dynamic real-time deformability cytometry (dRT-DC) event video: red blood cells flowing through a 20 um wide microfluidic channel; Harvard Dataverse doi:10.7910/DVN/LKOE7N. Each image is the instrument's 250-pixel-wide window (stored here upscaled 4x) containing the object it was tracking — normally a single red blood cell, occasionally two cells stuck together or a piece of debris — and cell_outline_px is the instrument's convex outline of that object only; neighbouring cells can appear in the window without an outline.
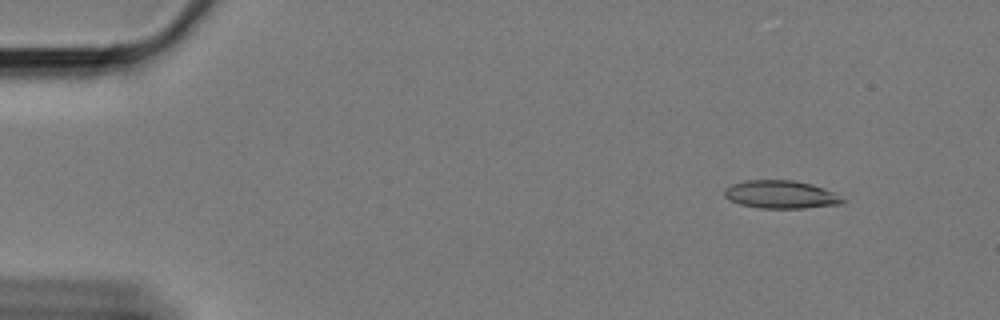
{"species": "Egyptian fruit bat (a non-hibernating species)", "species_latin": "Rousettus aegyptiacus", "temperature_condition": "cold", "stored_images_in_passage": 21, "camera_frame_rate_fps": 3000, "um_per_image_px": 0.085, "animal": {"sex": "female"}, "frame": {"image": 1, "passage_image": 2, "time_ms": 0.333, "image_size_px": [1000, 320], "cell_outline_px": [[848, 200], [844, 204], [804, 208], [760, 208], [740, 204], [728, 200], [724, 196], [724, 188], [732, 184], [744, 180], [792, 180], [812, 184], [824, 188]], "centroid_in_image_um": [66.38, 16.53], "position_along_channel_um": 18.6, "area_um2": 19.48}}
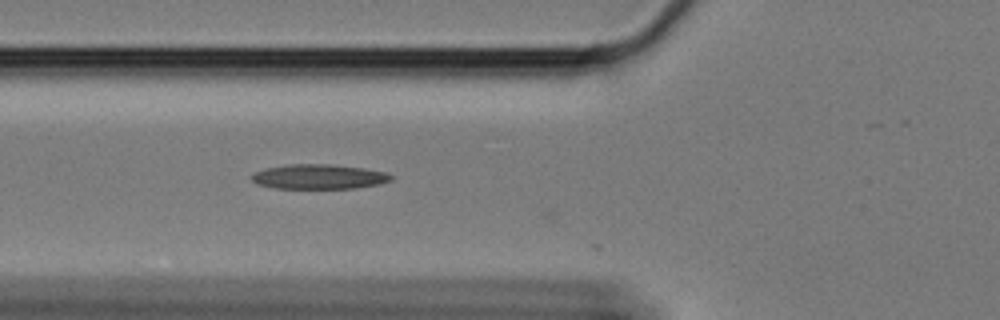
{"frame": {"image": 2, "passage_image": 18, "time_ms": 5.667, "image_size_px": [1000, 320], "cell_outline_px": [[392, 180], [380, 184], [356, 188], [276, 188], [256, 184], [252, 180], [252, 176], [256, 172], [264, 168], [288, 164], [328, 164], [364, 168], [388, 172], [392, 176]], "centroid_in_image_um": [27.13, 15.01], "position_along_channel_um": 98.7, "area_um2": 20.11}}